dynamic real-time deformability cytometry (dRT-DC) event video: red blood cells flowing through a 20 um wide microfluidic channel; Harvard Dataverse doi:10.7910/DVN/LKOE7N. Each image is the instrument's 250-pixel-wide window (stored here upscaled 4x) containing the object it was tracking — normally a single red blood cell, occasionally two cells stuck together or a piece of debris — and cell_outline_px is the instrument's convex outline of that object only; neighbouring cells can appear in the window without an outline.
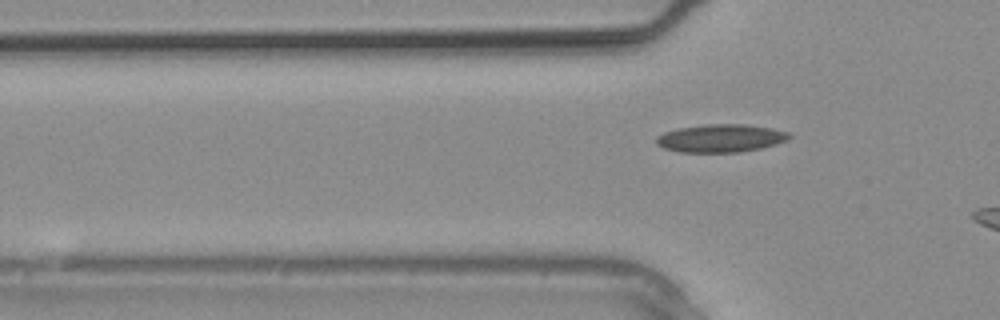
{"species": "common noctule bat (a hibernating species)", "species_latin": "Nyctalus noctula", "temperature_condition": "warm", "stored_images_in_passage": 4, "camera_frame_rate_fps": 3000, "um_per_image_px": 0.085, "animal": {"sex": "male", "body_mass_g": 20.4}, "frame": {"image": 1, "passage_image": 4, "time_ms": 1.0, "image_size_px": [1000, 320], "cell_outline_px": [[792, 136], [788, 140], [776, 144], [760, 148], [740, 152], [680, 152], [664, 148], [656, 144], [656, 136], [664, 132], [676, 128], [708, 124], [744, 124], [772, 128], [788, 132]], "centroid_in_image_um": [61.25, 11.74], "position_along_channel_um": 64.5, "area_um2": 21.73}}